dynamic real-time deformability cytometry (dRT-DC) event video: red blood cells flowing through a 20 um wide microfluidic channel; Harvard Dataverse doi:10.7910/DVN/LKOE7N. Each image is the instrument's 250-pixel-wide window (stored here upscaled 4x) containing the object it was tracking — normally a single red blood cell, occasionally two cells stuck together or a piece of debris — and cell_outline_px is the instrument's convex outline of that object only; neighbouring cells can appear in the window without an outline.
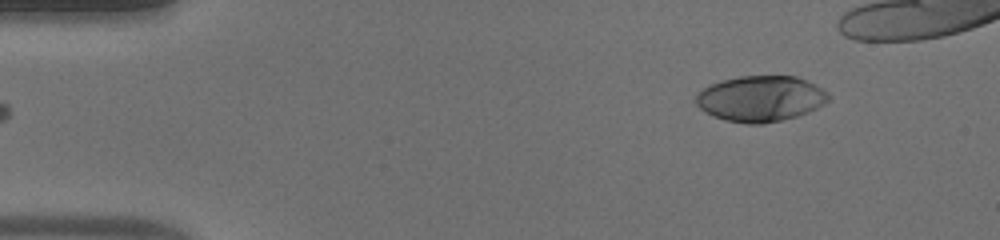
{"species": "human", "species_latin": "Homo sapiens", "temperature_condition": "warm", "stored_images_in_passage": 42, "camera_frame_rate_fps": 3000, "um_per_image_px": 0.085, "donor": {"sex": "male"}, "frame": {"image": 1, "passage_image": 1, "time_ms": 0.0, "image_size_px": [1000, 240], "cell_outline_px": [[828, 100], [824, 104], [808, 112], [796, 116], [780, 120], [760, 124], [748, 124], [724, 120], [700, 108], [696, 104], [696, 96], [704, 88], [720, 80], [740, 76], [796, 76], [828, 92]], "centroid_in_image_um": [64.65, 8.38], "position_along_channel_um": 20.4, "area_um2": 34.85}}
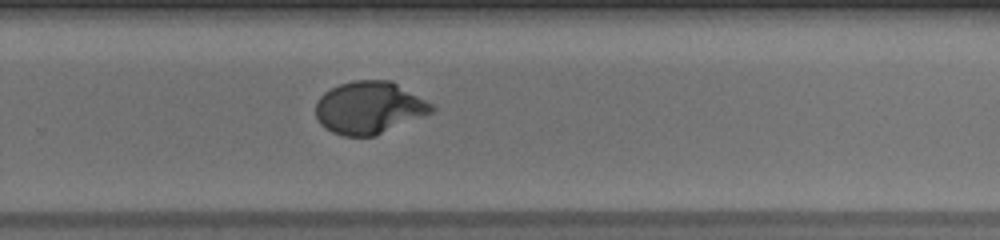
{"frame": {"image": 2, "passage_image": 30, "time_ms": 9.667, "image_size_px": [1000, 240], "cell_outline_px": [[436, 108], [432, 112], [376, 136], [344, 136], [332, 132], [324, 128], [320, 124], [316, 116], [316, 100], [324, 92], [340, 84], [356, 80], [392, 80], [432, 104]], "centroid_in_image_um": [31.36, 9.15], "position_along_channel_um": 298.4, "area_um2": 35.37}}
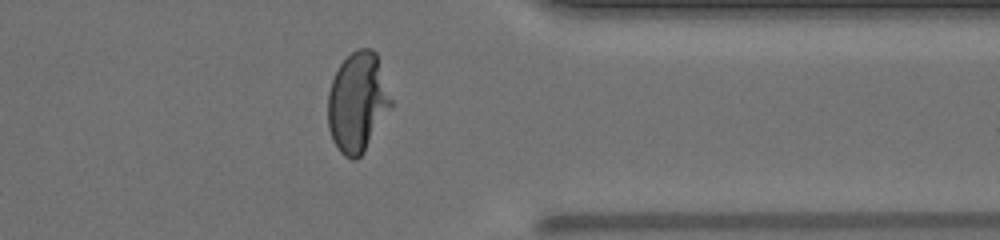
{"frame": {"image": 3, "passage_image": 37, "time_ms": 12.0, "image_size_px": [1000, 240], "cell_outline_px": [[392, 104], [364, 152], [356, 160], [352, 160], [344, 156], [340, 152], [332, 140], [328, 128], [328, 92], [332, 80], [340, 64], [356, 48], [372, 48], [376, 52], [392, 100]], "centroid_in_image_um": [30.37, 8.69], "position_along_channel_um": 381.0, "area_um2": 36.53}, "authors_computed_cell_mechanics": {"area_um2": 35.3447, "velocity_mm_per_s": 3.8721, "shape_relaxation_time_tau1_ms": 5.0529, "shape_relaxation_time_tau2_ms": null, "deformation_change_tau1": 0.2644, "deformation_change_tau2": null}}